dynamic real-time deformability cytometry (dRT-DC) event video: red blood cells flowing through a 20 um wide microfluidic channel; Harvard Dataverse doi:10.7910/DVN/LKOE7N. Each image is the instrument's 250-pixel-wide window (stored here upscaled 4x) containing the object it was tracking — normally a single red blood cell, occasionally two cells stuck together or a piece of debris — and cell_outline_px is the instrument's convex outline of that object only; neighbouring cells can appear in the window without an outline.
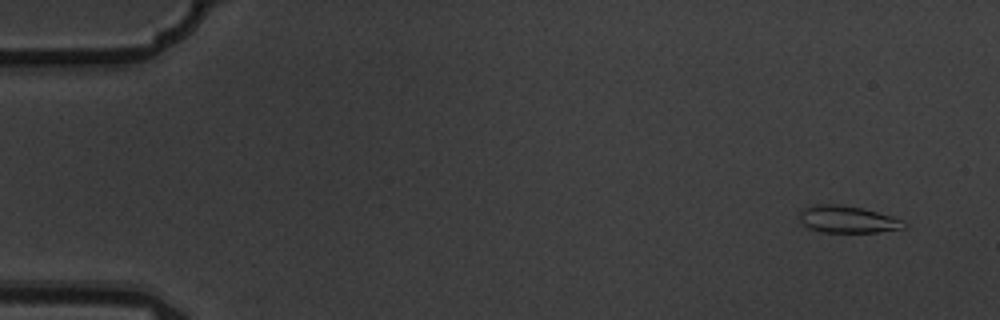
{"species": "common noctule bat (a hibernating species)", "species_latin": "Nyctalus noctula", "temperature_condition": "warm", "stored_images_in_passage": 4, "camera_frame_rate_fps": 3000, "um_per_image_px": 0.085, "animal": {"sex": "male", "body_mass_g": 19.5, "forearm_length_mm": 54.6}, "frame": {"image": 1, "passage_image": 1, "time_ms": 0.0, "image_size_px": [1000, 320], "cell_outline_px": [[908, 224], [904, 228], [876, 232], [820, 232], [808, 228], [800, 220], [800, 212], [804, 208], [816, 204], [840, 204], [864, 208], [892, 216]], "centroid_in_image_um": [72.04, 18.64], "position_along_channel_um": 13.0, "area_um2": 16.47}}
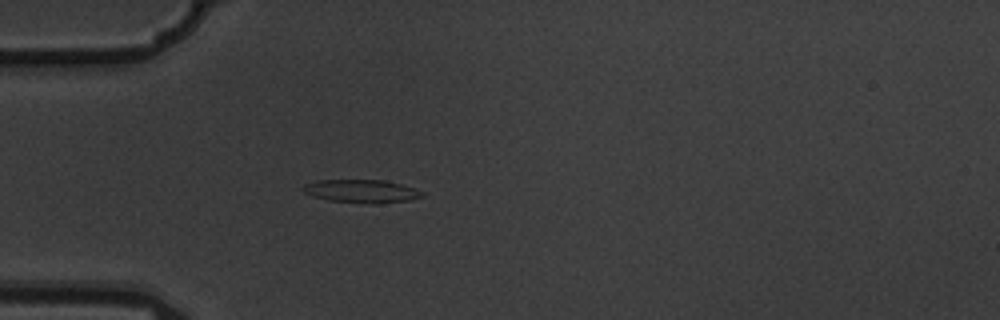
{"frame": {"image": 2, "passage_image": 4, "time_ms": 1.0, "image_size_px": [1000, 320], "cell_outline_px": [[424, 196], [408, 200], [376, 204], [368, 204], [328, 200], [312, 196], [304, 192], [300, 188], [304, 184], [316, 180], [384, 180], [400, 184], [424, 192]], "centroid_in_image_um": [30.68, 16.25], "position_along_channel_um": 54.3, "area_um2": 16.13}}